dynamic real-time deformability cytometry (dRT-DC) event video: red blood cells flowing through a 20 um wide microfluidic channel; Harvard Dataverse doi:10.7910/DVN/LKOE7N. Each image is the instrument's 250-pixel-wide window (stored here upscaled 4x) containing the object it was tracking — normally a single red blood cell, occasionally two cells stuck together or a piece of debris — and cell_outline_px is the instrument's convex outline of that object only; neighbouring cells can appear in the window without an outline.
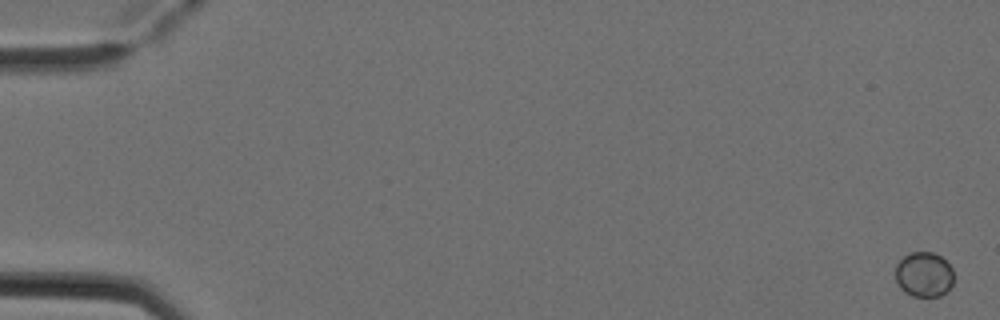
{"species": "Egyptian fruit bat (a non-hibernating species)", "species_latin": "Rousettus aegyptiacus", "temperature_condition": "cold", "stored_images_in_passage": 6, "camera_frame_rate_fps": 3000, "um_per_image_px": 0.085, "animal": {"sex": "female"}, "frame": {"image": 1, "passage_image": 1, "time_ms": 0.0, "image_size_px": [1000, 320], "cell_outline_px": [[952, 284], [940, 296], [912, 296], [904, 292], [900, 288], [896, 280], [896, 264], [908, 252], [932, 252], [940, 256], [952, 268]], "centroid_in_image_um": [78.5, 23.32], "position_along_channel_um": 6.5, "area_um2": 15.14}}